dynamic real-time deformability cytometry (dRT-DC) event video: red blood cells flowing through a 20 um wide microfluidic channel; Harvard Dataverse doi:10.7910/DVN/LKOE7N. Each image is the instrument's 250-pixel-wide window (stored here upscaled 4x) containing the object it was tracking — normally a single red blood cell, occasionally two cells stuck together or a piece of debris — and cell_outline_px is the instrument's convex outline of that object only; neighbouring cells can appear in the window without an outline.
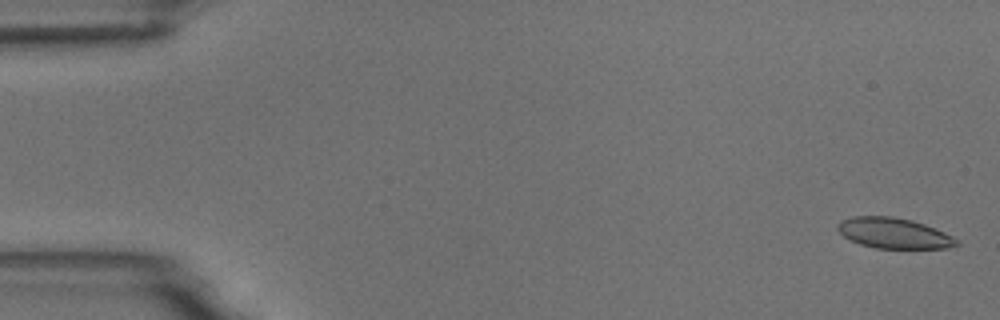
{"species": "common noctule bat (a hibernating species)", "species_latin": "Nyctalus noctula", "temperature_condition": "room temperature", "stored_images_in_passage": 5, "camera_frame_rate_fps": 3000, "um_per_image_px": 0.085, "animal": {"sex": "male", "body_mass_g": 18.8}, "frame": {"image": 1, "passage_image": 1, "time_ms": 0.0, "image_size_px": [1000, 320], "cell_outline_px": [[960, 244], [948, 248], [876, 248], [860, 244], [848, 240], [836, 228], [836, 224], [840, 220], [852, 216], [892, 216], [912, 220], [924, 224], [944, 232], [960, 240]], "centroid_in_image_um": [75.96, 19.81], "position_along_channel_um": 9.0, "area_um2": 21.33}}
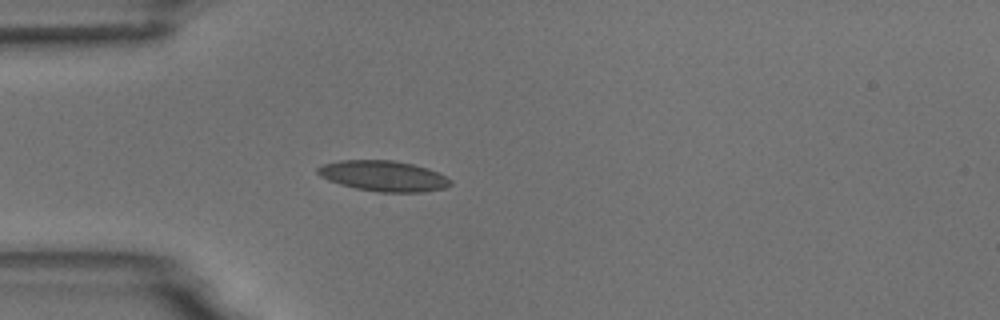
{"frame": {"image": 2, "passage_image": 5, "time_ms": 4.667, "image_size_px": [1000, 320], "cell_outline_px": [[452, 184], [444, 188], [424, 192], [380, 192], [356, 188], [340, 184], [328, 180], [320, 176], [316, 172], [316, 168], [324, 164], [340, 160], [392, 160], [412, 164], [428, 168], [452, 180]], "centroid_in_image_um": [32.58, 14.96], "position_along_channel_um": 52.4, "area_um2": 23.58}}